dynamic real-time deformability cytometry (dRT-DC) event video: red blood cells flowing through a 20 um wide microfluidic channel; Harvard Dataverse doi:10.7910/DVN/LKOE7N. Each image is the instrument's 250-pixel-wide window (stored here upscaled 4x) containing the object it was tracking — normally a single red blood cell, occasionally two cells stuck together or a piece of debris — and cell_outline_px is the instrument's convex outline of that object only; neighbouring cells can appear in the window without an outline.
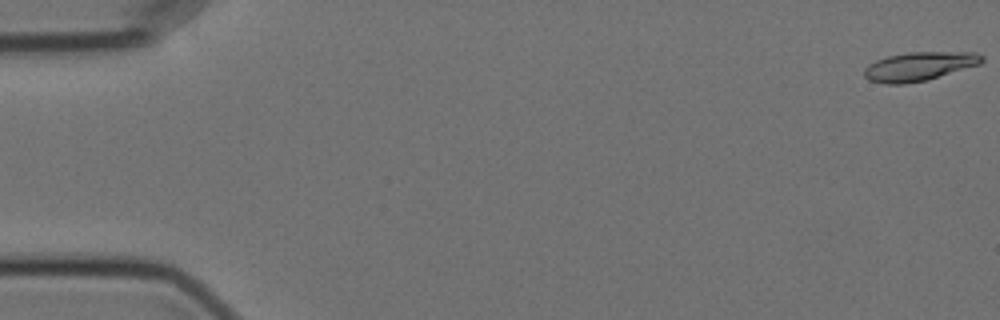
{"species": "Egyptian fruit bat (a non-hibernating species)", "species_latin": "Rousettus aegyptiacus", "temperature_condition": "cold", "stored_images_in_passage": 4, "camera_frame_rate_fps": 3000, "um_per_image_px": 0.085, "animal": {"sex": "female"}, "frame": {"image": 1, "passage_image": 1, "time_ms": 0.0, "image_size_px": [1000, 320], "cell_outline_px": [[984, 60], [980, 64], [928, 80], [904, 84], [884, 84], [868, 80], [864, 76], [864, 68], [868, 64], [876, 60], [888, 56], [908, 52], [976, 52], [984, 56]], "centroid_in_image_um": [78.13, 5.64], "position_along_channel_um": 6.9, "area_um2": 19.94}}